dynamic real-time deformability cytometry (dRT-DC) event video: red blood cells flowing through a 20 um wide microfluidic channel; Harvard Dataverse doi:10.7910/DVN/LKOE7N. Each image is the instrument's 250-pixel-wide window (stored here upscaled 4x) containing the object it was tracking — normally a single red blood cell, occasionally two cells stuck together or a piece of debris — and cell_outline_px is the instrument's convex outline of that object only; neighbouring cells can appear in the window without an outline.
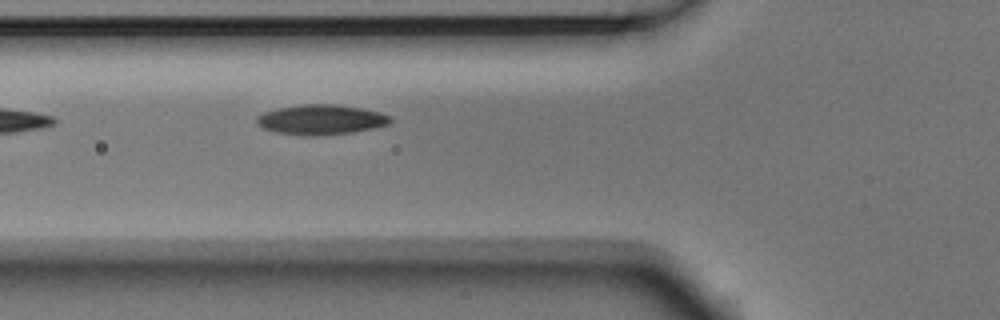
{"species": "Egyptian fruit bat (a non-hibernating species)", "species_latin": "Rousettus aegyptiacus", "temperature_condition": "room temperature", "stored_images_in_passage": 5, "camera_frame_rate_fps": 3000, "um_per_image_px": 0.085, "animal": {"sex": "male"}, "frame": {"image": 1, "passage_image": 5, "time_ms": 1.333, "image_size_px": [1000, 320], "cell_outline_px": [[392, 120], [388, 124], [372, 128], [352, 132], [320, 136], [300, 136], [276, 132], [264, 128], [256, 124], [256, 116], [264, 112], [276, 108], [304, 104], [336, 104], [360, 108], [380, 112], [392, 116]], "centroid_in_image_um": [27.26, 10.17], "position_along_channel_um": 98.5, "area_um2": 23.52}}